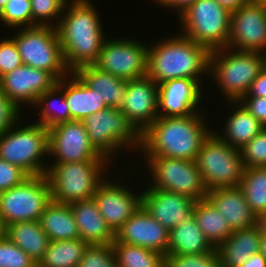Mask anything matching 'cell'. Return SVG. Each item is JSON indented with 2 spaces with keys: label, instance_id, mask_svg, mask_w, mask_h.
<instances>
[{
  "label": "cell",
  "instance_id": "3957f363",
  "mask_svg": "<svg viewBox=\"0 0 266 267\" xmlns=\"http://www.w3.org/2000/svg\"><path fill=\"white\" fill-rule=\"evenodd\" d=\"M178 34L148 45L147 76L157 85L178 78H192L202 85L200 76L209 74L211 51Z\"/></svg>",
  "mask_w": 266,
  "mask_h": 267
},
{
  "label": "cell",
  "instance_id": "9c48e42d",
  "mask_svg": "<svg viewBox=\"0 0 266 267\" xmlns=\"http://www.w3.org/2000/svg\"><path fill=\"white\" fill-rule=\"evenodd\" d=\"M207 190L238 187L244 165L240 149L224 142L213 130L204 140L195 159Z\"/></svg>",
  "mask_w": 266,
  "mask_h": 267
},
{
  "label": "cell",
  "instance_id": "681fc988",
  "mask_svg": "<svg viewBox=\"0 0 266 267\" xmlns=\"http://www.w3.org/2000/svg\"><path fill=\"white\" fill-rule=\"evenodd\" d=\"M221 6L227 9L230 13L239 9L249 0H216Z\"/></svg>",
  "mask_w": 266,
  "mask_h": 267
},
{
  "label": "cell",
  "instance_id": "7a4b0ae2",
  "mask_svg": "<svg viewBox=\"0 0 266 267\" xmlns=\"http://www.w3.org/2000/svg\"><path fill=\"white\" fill-rule=\"evenodd\" d=\"M204 115L200 111L189 116H158L141 134V154L195 161L204 140L213 131Z\"/></svg>",
  "mask_w": 266,
  "mask_h": 267
},
{
  "label": "cell",
  "instance_id": "d6a6232c",
  "mask_svg": "<svg viewBox=\"0 0 266 267\" xmlns=\"http://www.w3.org/2000/svg\"><path fill=\"white\" fill-rule=\"evenodd\" d=\"M88 244L80 238L50 241L43 258V267H78Z\"/></svg>",
  "mask_w": 266,
  "mask_h": 267
},
{
  "label": "cell",
  "instance_id": "ffe728a7",
  "mask_svg": "<svg viewBox=\"0 0 266 267\" xmlns=\"http://www.w3.org/2000/svg\"><path fill=\"white\" fill-rule=\"evenodd\" d=\"M169 233L157 222L143 205L117 230L118 242L145 247L167 255Z\"/></svg>",
  "mask_w": 266,
  "mask_h": 267
},
{
  "label": "cell",
  "instance_id": "bcb514c9",
  "mask_svg": "<svg viewBox=\"0 0 266 267\" xmlns=\"http://www.w3.org/2000/svg\"><path fill=\"white\" fill-rule=\"evenodd\" d=\"M243 97H266V69L264 68L251 83L246 95Z\"/></svg>",
  "mask_w": 266,
  "mask_h": 267
},
{
  "label": "cell",
  "instance_id": "30bf717a",
  "mask_svg": "<svg viewBox=\"0 0 266 267\" xmlns=\"http://www.w3.org/2000/svg\"><path fill=\"white\" fill-rule=\"evenodd\" d=\"M19 29V30H18ZM17 50L23 65L51 73L57 80L70 74L64 63L57 31L52 26H32L14 29Z\"/></svg>",
  "mask_w": 266,
  "mask_h": 267
},
{
  "label": "cell",
  "instance_id": "11a10c76",
  "mask_svg": "<svg viewBox=\"0 0 266 267\" xmlns=\"http://www.w3.org/2000/svg\"><path fill=\"white\" fill-rule=\"evenodd\" d=\"M264 58V68L266 69V51L262 53Z\"/></svg>",
  "mask_w": 266,
  "mask_h": 267
},
{
  "label": "cell",
  "instance_id": "d6986e66",
  "mask_svg": "<svg viewBox=\"0 0 266 267\" xmlns=\"http://www.w3.org/2000/svg\"><path fill=\"white\" fill-rule=\"evenodd\" d=\"M119 109L142 134L158 117V85L148 76L129 80Z\"/></svg>",
  "mask_w": 266,
  "mask_h": 267
},
{
  "label": "cell",
  "instance_id": "d4e9b609",
  "mask_svg": "<svg viewBox=\"0 0 266 267\" xmlns=\"http://www.w3.org/2000/svg\"><path fill=\"white\" fill-rule=\"evenodd\" d=\"M88 87L99 93L107 107L120 108L127 94L128 81L86 65L74 72Z\"/></svg>",
  "mask_w": 266,
  "mask_h": 267
},
{
  "label": "cell",
  "instance_id": "60d3db41",
  "mask_svg": "<svg viewBox=\"0 0 266 267\" xmlns=\"http://www.w3.org/2000/svg\"><path fill=\"white\" fill-rule=\"evenodd\" d=\"M35 261L11 242L4 234L0 237V267H34Z\"/></svg>",
  "mask_w": 266,
  "mask_h": 267
},
{
  "label": "cell",
  "instance_id": "4fadbf2b",
  "mask_svg": "<svg viewBox=\"0 0 266 267\" xmlns=\"http://www.w3.org/2000/svg\"><path fill=\"white\" fill-rule=\"evenodd\" d=\"M148 45L132 38L104 40L97 62L101 71L129 81L147 76Z\"/></svg>",
  "mask_w": 266,
  "mask_h": 267
},
{
  "label": "cell",
  "instance_id": "e575fe53",
  "mask_svg": "<svg viewBox=\"0 0 266 267\" xmlns=\"http://www.w3.org/2000/svg\"><path fill=\"white\" fill-rule=\"evenodd\" d=\"M239 187L257 218L266 213V166L244 168Z\"/></svg>",
  "mask_w": 266,
  "mask_h": 267
},
{
  "label": "cell",
  "instance_id": "f546056e",
  "mask_svg": "<svg viewBox=\"0 0 266 267\" xmlns=\"http://www.w3.org/2000/svg\"><path fill=\"white\" fill-rule=\"evenodd\" d=\"M213 248L198 227L193 214L170 230L167 254L199 255Z\"/></svg>",
  "mask_w": 266,
  "mask_h": 267
},
{
  "label": "cell",
  "instance_id": "816d5d0a",
  "mask_svg": "<svg viewBox=\"0 0 266 267\" xmlns=\"http://www.w3.org/2000/svg\"><path fill=\"white\" fill-rule=\"evenodd\" d=\"M260 252L262 253L263 257L266 259V233H261Z\"/></svg>",
  "mask_w": 266,
  "mask_h": 267
},
{
  "label": "cell",
  "instance_id": "7bdbcfd3",
  "mask_svg": "<svg viewBox=\"0 0 266 267\" xmlns=\"http://www.w3.org/2000/svg\"><path fill=\"white\" fill-rule=\"evenodd\" d=\"M28 177L20 167L0 158V193L21 184Z\"/></svg>",
  "mask_w": 266,
  "mask_h": 267
},
{
  "label": "cell",
  "instance_id": "4316f807",
  "mask_svg": "<svg viewBox=\"0 0 266 267\" xmlns=\"http://www.w3.org/2000/svg\"><path fill=\"white\" fill-rule=\"evenodd\" d=\"M233 111L229 112L228 119H225V127L223 134L217 135L230 146L236 149H241L244 145L250 142L256 135H258L263 129V125L254 118L251 113L246 110L239 101H228Z\"/></svg>",
  "mask_w": 266,
  "mask_h": 267
},
{
  "label": "cell",
  "instance_id": "5bb4252c",
  "mask_svg": "<svg viewBox=\"0 0 266 267\" xmlns=\"http://www.w3.org/2000/svg\"><path fill=\"white\" fill-rule=\"evenodd\" d=\"M48 156L52 163L109 161L92 145L82 121L72 120L48 129Z\"/></svg>",
  "mask_w": 266,
  "mask_h": 267
},
{
  "label": "cell",
  "instance_id": "f907efd6",
  "mask_svg": "<svg viewBox=\"0 0 266 267\" xmlns=\"http://www.w3.org/2000/svg\"><path fill=\"white\" fill-rule=\"evenodd\" d=\"M257 224L261 230V233H266V213L261 214L257 218Z\"/></svg>",
  "mask_w": 266,
  "mask_h": 267
},
{
  "label": "cell",
  "instance_id": "7dc6e473",
  "mask_svg": "<svg viewBox=\"0 0 266 267\" xmlns=\"http://www.w3.org/2000/svg\"><path fill=\"white\" fill-rule=\"evenodd\" d=\"M156 3H158L161 7L166 6L169 9H175L178 13H182L187 7H189L192 3H194L196 0H154Z\"/></svg>",
  "mask_w": 266,
  "mask_h": 267
},
{
  "label": "cell",
  "instance_id": "f5cc1de1",
  "mask_svg": "<svg viewBox=\"0 0 266 267\" xmlns=\"http://www.w3.org/2000/svg\"><path fill=\"white\" fill-rule=\"evenodd\" d=\"M8 1H11V0H0V12L2 11V9L4 8V6L6 5Z\"/></svg>",
  "mask_w": 266,
  "mask_h": 267
},
{
  "label": "cell",
  "instance_id": "52a82bcc",
  "mask_svg": "<svg viewBox=\"0 0 266 267\" xmlns=\"http://www.w3.org/2000/svg\"><path fill=\"white\" fill-rule=\"evenodd\" d=\"M82 122L94 148L110 162L123 149L141 150V133L119 108L107 107Z\"/></svg>",
  "mask_w": 266,
  "mask_h": 267
},
{
  "label": "cell",
  "instance_id": "ba28073f",
  "mask_svg": "<svg viewBox=\"0 0 266 267\" xmlns=\"http://www.w3.org/2000/svg\"><path fill=\"white\" fill-rule=\"evenodd\" d=\"M178 18L183 36L210 51L227 47L231 13L216 0H196Z\"/></svg>",
  "mask_w": 266,
  "mask_h": 267
},
{
  "label": "cell",
  "instance_id": "8fae6325",
  "mask_svg": "<svg viewBox=\"0 0 266 267\" xmlns=\"http://www.w3.org/2000/svg\"><path fill=\"white\" fill-rule=\"evenodd\" d=\"M51 201L46 175L29 176L21 184L0 193V219L4 226L38 221Z\"/></svg>",
  "mask_w": 266,
  "mask_h": 267
},
{
  "label": "cell",
  "instance_id": "ab89813d",
  "mask_svg": "<svg viewBox=\"0 0 266 267\" xmlns=\"http://www.w3.org/2000/svg\"><path fill=\"white\" fill-rule=\"evenodd\" d=\"M244 168L266 166V128L240 149Z\"/></svg>",
  "mask_w": 266,
  "mask_h": 267
},
{
  "label": "cell",
  "instance_id": "7c38bea8",
  "mask_svg": "<svg viewBox=\"0 0 266 267\" xmlns=\"http://www.w3.org/2000/svg\"><path fill=\"white\" fill-rule=\"evenodd\" d=\"M143 158L149 181L153 182L149 187L186 195L195 201L206 198L207 189L195 161L161 156Z\"/></svg>",
  "mask_w": 266,
  "mask_h": 267
},
{
  "label": "cell",
  "instance_id": "d590c367",
  "mask_svg": "<svg viewBox=\"0 0 266 267\" xmlns=\"http://www.w3.org/2000/svg\"><path fill=\"white\" fill-rule=\"evenodd\" d=\"M67 1L68 0H31L32 26L56 27L63 15V11H65L64 8Z\"/></svg>",
  "mask_w": 266,
  "mask_h": 267
},
{
  "label": "cell",
  "instance_id": "9a60e30c",
  "mask_svg": "<svg viewBox=\"0 0 266 267\" xmlns=\"http://www.w3.org/2000/svg\"><path fill=\"white\" fill-rule=\"evenodd\" d=\"M227 47L237 51H266V0H249L231 13Z\"/></svg>",
  "mask_w": 266,
  "mask_h": 267
},
{
  "label": "cell",
  "instance_id": "c3c4849f",
  "mask_svg": "<svg viewBox=\"0 0 266 267\" xmlns=\"http://www.w3.org/2000/svg\"><path fill=\"white\" fill-rule=\"evenodd\" d=\"M236 267H266V259L261 252H258L251 255L242 265Z\"/></svg>",
  "mask_w": 266,
  "mask_h": 267
},
{
  "label": "cell",
  "instance_id": "6f0895ef",
  "mask_svg": "<svg viewBox=\"0 0 266 267\" xmlns=\"http://www.w3.org/2000/svg\"><path fill=\"white\" fill-rule=\"evenodd\" d=\"M162 267H169V265H167V263H165Z\"/></svg>",
  "mask_w": 266,
  "mask_h": 267
},
{
  "label": "cell",
  "instance_id": "1f68e13d",
  "mask_svg": "<svg viewBox=\"0 0 266 267\" xmlns=\"http://www.w3.org/2000/svg\"><path fill=\"white\" fill-rule=\"evenodd\" d=\"M35 106L40 108V118L35 123L41 124L45 128L49 129L56 124L72 121L69 106L64 97V77L58 80L51 89L39 96L34 108Z\"/></svg>",
  "mask_w": 266,
  "mask_h": 267
},
{
  "label": "cell",
  "instance_id": "44dd1931",
  "mask_svg": "<svg viewBox=\"0 0 266 267\" xmlns=\"http://www.w3.org/2000/svg\"><path fill=\"white\" fill-rule=\"evenodd\" d=\"M196 201L186 195L149 187L142 191V205L168 230L193 214Z\"/></svg>",
  "mask_w": 266,
  "mask_h": 267
},
{
  "label": "cell",
  "instance_id": "603a6c76",
  "mask_svg": "<svg viewBox=\"0 0 266 267\" xmlns=\"http://www.w3.org/2000/svg\"><path fill=\"white\" fill-rule=\"evenodd\" d=\"M69 205L78 227L80 239L88 245L114 242L115 233L107 225L94 198L76 201Z\"/></svg>",
  "mask_w": 266,
  "mask_h": 267
},
{
  "label": "cell",
  "instance_id": "ac0fdd59",
  "mask_svg": "<svg viewBox=\"0 0 266 267\" xmlns=\"http://www.w3.org/2000/svg\"><path fill=\"white\" fill-rule=\"evenodd\" d=\"M203 86L192 78L172 79L158 84V116H189L203 111L199 107L204 95Z\"/></svg>",
  "mask_w": 266,
  "mask_h": 267
},
{
  "label": "cell",
  "instance_id": "cb8c5ba5",
  "mask_svg": "<svg viewBox=\"0 0 266 267\" xmlns=\"http://www.w3.org/2000/svg\"><path fill=\"white\" fill-rule=\"evenodd\" d=\"M260 238L261 230L258 224L245 229L234 230L217 247L222 267L242 265L251 255L260 252Z\"/></svg>",
  "mask_w": 266,
  "mask_h": 267
},
{
  "label": "cell",
  "instance_id": "f1b7e54d",
  "mask_svg": "<svg viewBox=\"0 0 266 267\" xmlns=\"http://www.w3.org/2000/svg\"><path fill=\"white\" fill-rule=\"evenodd\" d=\"M38 222L50 241L79 238L78 227L69 204L51 200L40 215Z\"/></svg>",
  "mask_w": 266,
  "mask_h": 267
},
{
  "label": "cell",
  "instance_id": "ee69618b",
  "mask_svg": "<svg viewBox=\"0 0 266 267\" xmlns=\"http://www.w3.org/2000/svg\"><path fill=\"white\" fill-rule=\"evenodd\" d=\"M21 111L0 91V136L22 118Z\"/></svg>",
  "mask_w": 266,
  "mask_h": 267
},
{
  "label": "cell",
  "instance_id": "5b68a950",
  "mask_svg": "<svg viewBox=\"0 0 266 267\" xmlns=\"http://www.w3.org/2000/svg\"><path fill=\"white\" fill-rule=\"evenodd\" d=\"M110 161H83L49 164L46 177L51 200L70 204L93 198L98 186L106 179Z\"/></svg>",
  "mask_w": 266,
  "mask_h": 267
},
{
  "label": "cell",
  "instance_id": "4dcf8cb0",
  "mask_svg": "<svg viewBox=\"0 0 266 267\" xmlns=\"http://www.w3.org/2000/svg\"><path fill=\"white\" fill-rule=\"evenodd\" d=\"M193 215L198 227L213 247L217 248L233 232L228 221L224 220L222 214L207 198L196 201Z\"/></svg>",
  "mask_w": 266,
  "mask_h": 267
},
{
  "label": "cell",
  "instance_id": "74e56055",
  "mask_svg": "<svg viewBox=\"0 0 266 267\" xmlns=\"http://www.w3.org/2000/svg\"><path fill=\"white\" fill-rule=\"evenodd\" d=\"M165 257L169 267H222L216 247L199 255L167 254Z\"/></svg>",
  "mask_w": 266,
  "mask_h": 267
},
{
  "label": "cell",
  "instance_id": "6da1fadb",
  "mask_svg": "<svg viewBox=\"0 0 266 267\" xmlns=\"http://www.w3.org/2000/svg\"><path fill=\"white\" fill-rule=\"evenodd\" d=\"M64 10L55 28L65 66L75 72L97 62L106 35L92 1L68 0Z\"/></svg>",
  "mask_w": 266,
  "mask_h": 267
},
{
  "label": "cell",
  "instance_id": "484cf974",
  "mask_svg": "<svg viewBox=\"0 0 266 267\" xmlns=\"http://www.w3.org/2000/svg\"><path fill=\"white\" fill-rule=\"evenodd\" d=\"M98 94L74 72L64 77V97L72 120L82 121L85 117L107 108Z\"/></svg>",
  "mask_w": 266,
  "mask_h": 267
},
{
  "label": "cell",
  "instance_id": "8d00e7d4",
  "mask_svg": "<svg viewBox=\"0 0 266 267\" xmlns=\"http://www.w3.org/2000/svg\"><path fill=\"white\" fill-rule=\"evenodd\" d=\"M1 23L9 29L32 27L31 0H11L0 12Z\"/></svg>",
  "mask_w": 266,
  "mask_h": 267
},
{
  "label": "cell",
  "instance_id": "7402d4cb",
  "mask_svg": "<svg viewBox=\"0 0 266 267\" xmlns=\"http://www.w3.org/2000/svg\"><path fill=\"white\" fill-rule=\"evenodd\" d=\"M206 198L228 221L232 231L257 224V217L246 202L240 187L207 190Z\"/></svg>",
  "mask_w": 266,
  "mask_h": 267
},
{
  "label": "cell",
  "instance_id": "8992f818",
  "mask_svg": "<svg viewBox=\"0 0 266 267\" xmlns=\"http://www.w3.org/2000/svg\"><path fill=\"white\" fill-rule=\"evenodd\" d=\"M20 121L0 136V158L29 176L44 175L48 168L43 158L48 156V128L35 122L19 126Z\"/></svg>",
  "mask_w": 266,
  "mask_h": 267
},
{
  "label": "cell",
  "instance_id": "b9f144b4",
  "mask_svg": "<svg viewBox=\"0 0 266 267\" xmlns=\"http://www.w3.org/2000/svg\"><path fill=\"white\" fill-rule=\"evenodd\" d=\"M23 65L12 36L0 41V77Z\"/></svg>",
  "mask_w": 266,
  "mask_h": 267
},
{
  "label": "cell",
  "instance_id": "836d02e7",
  "mask_svg": "<svg viewBox=\"0 0 266 267\" xmlns=\"http://www.w3.org/2000/svg\"><path fill=\"white\" fill-rule=\"evenodd\" d=\"M118 267H162L166 257L158 251L114 240L112 243Z\"/></svg>",
  "mask_w": 266,
  "mask_h": 267
},
{
  "label": "cell",
  "instance_id": "2e32d148",
  "mask_svg": "<svg viewBox=\"0 0 266 267\" xmlns=\"http://www.w3.org/2000/svg\"><path fill=\"white\" fill-rule=\"evenodd\" d=\"M57 81L47 71L22 65L0 77V91L20 110L22 103L34 106Z\"/></svg>",
  "mask_w": 266,
  "mask_h": 267
},
{
  "label": "cell",
  "instance_id": "f6af8a7d",
  "mask_svg": "<svg viewBox=\"0 0 266 267\" xmlns=\"http://www.w3.org/2000/svg\"><path fill=\"white\" fill-rule=\"evenodd\" d=\"M239 102L266 128V97H242Z\"/></svg>",
  "mask_w": 266,
  "mask_h": 267
},
{
  "label": "cell",
  "instance_id": "f35d334b",
  "mask_svg": "<svg viewBox=\"0 0 266 267\" xmlns=\"http://www.w3.org/2000/svg\"><path fill=\"white\" fill-rule=\"evenodd\" d=\"M78 267H118L112 244L88 245Z\"/></svg>",
  "mask_w": 266,
  "mask_h": 267
},
{
  "label": "cell",
  "instance_id": "db71d44e",
  "mask_svg": "<svg viewBox=\"0 0 266 267\" xmlns=\"http://www.w3.org/2000/svg\"><path fill=\"white\" fill-rule=\"evenodd\" d=\"M4 230H5V228H4V226L1 222V219H0V237H2L4 235Z\"/></svg>",
  "mask_w": 266,
  "mask_h": 267
},
{
  "label": "cell",
  "instance_id": "277c9868",
  "mask_svg": "<svg viewBox=\"0 0 266 267\" xmlns=\"http://www.w3.org/2000/svg\"><path fill=\"white\" fill-rule=\"evenodd\" d=\"M264 69L260 52L237 51L225 47L210 52L209 75L222 92L225 100L239 101L247 94L251 83Z\"/></svg>",
  "mask_w": 266,
  "mask_h": 267
},
{
  "label": "cell",
  "instance_id": "83f0119b",
  "mask_svg": "<svg viewBox=\"0 0 266 267\" xmlns=\"http://www.w3.org/2000/svg\"><path fill=\"white\" fill-rule=\"evenodd\" d=\"M4 234L36 263L43 258L50 242L38 221L12 223L5 227Z\"/></svg>",
  "mask_w": 266,
  "mask_h": 267
},
{
  "label": "cell",
  "instance_id": "9f6ffc18",
  "mask_svg": "<svg viewBox=\"0 0 266 267\" xmlns=\"http://www.w3.org/2000/svg\"><path fill=\"white\" fill-rule=\"evenodd\" d=\"M34 267H43V266L39 263H35Z\"/></svg>",
  "mask_w": 266,
  "mask_h": 267
},
{
  "label": "cell",
  "instance_id": "e0dca14e",
  "mask_svg": "<svg viewBox=\"0 0 266 267\" xmlns=\"http://www.w3.org/2000/svg\"><path fill=\"white\" fill-rule=\"evenodd\" d=\"M108 180H104L98 186L93 198L107 225L116 233L141 207L142 192L133 193L131 188H126L118 181L114 183L113 180L111 182V178Z\"/></svg>",
  "mask_w": 266,
  "mask_h": 267
}]
</instances>
